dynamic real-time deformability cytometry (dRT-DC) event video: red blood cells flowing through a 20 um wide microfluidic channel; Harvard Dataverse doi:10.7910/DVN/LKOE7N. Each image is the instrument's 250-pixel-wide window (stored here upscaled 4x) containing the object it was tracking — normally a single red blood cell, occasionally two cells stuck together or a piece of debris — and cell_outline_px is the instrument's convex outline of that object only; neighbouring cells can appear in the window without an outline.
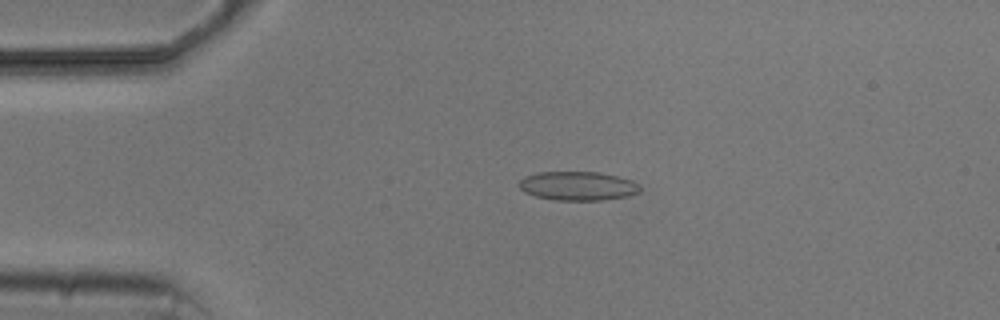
{"species": "common noctule bat (a hibernating species)", "species_latin": "Nyctalus noctula", "temperature_condition": "cold", "stored_images_in_passage": 3, "camera_frame_rate_fps": 3000, "um_per_image_px": 0.085, "animal": {"sex": "male", "body_mass_g": 20.5, "forearm_length_mm": 52.5}, "frame": {"image": 1, "passage_image": 2, "time_ms": 1.0, "image_size_px": [1000, 320], "cell_outline_px": [[640, 192], [628, 196], [604, 200], [556, 200], [536, 196], [524, 192], [520, 188], [520, 180], [524, 176], [540, 172], [600, 172], [632, 180], [640, 184]], "centroid_in_image_um": [49.14, 15.8], "position_along_channel_um": 35.9, "area_um2": 20.4}}